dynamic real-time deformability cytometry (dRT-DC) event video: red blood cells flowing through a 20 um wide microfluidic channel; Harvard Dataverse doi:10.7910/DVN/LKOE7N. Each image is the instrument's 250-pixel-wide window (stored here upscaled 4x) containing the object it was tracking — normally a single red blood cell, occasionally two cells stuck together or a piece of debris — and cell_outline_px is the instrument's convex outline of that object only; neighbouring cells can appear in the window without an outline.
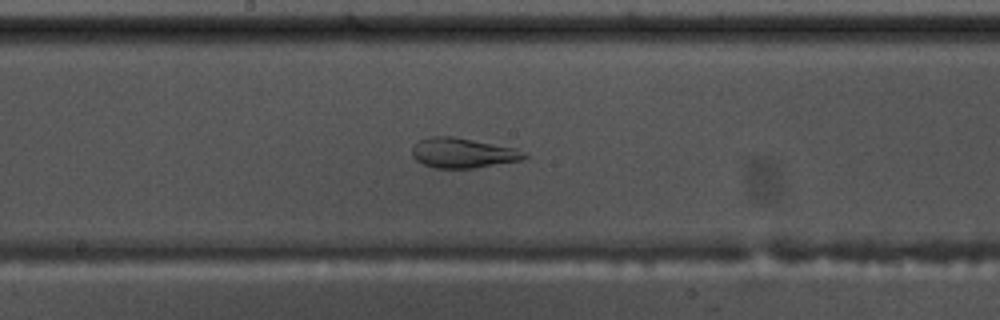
{"species": "common noctule bat (a hibernating species)", "species_latin": "Nyctalus noctula", "temperature_condition": "warm", "stored_images_in_passage": 51, "camera_frame_rate_fps": 3000, "um_per_image_px": 0.085, "animal": {"sex": "male", "body_mass_g": 17.5, "forearm_length_mm": 52.3}, "frame": {"image": 1, "passage_image": 25, "time_ms": 8.0, "image_size_px": [1000, 320], "cell_outline_px": [[528, 156], [520, 160], [472, 168], [432, 168], [416, 160], [412, 156], [412, 148], [420, 140], [428, 136], [452, 136], [516, 148], [524, 152]], "centroid_in_image_um": [39.31, 12.99], "position_along_channel_um": 208.9, "area_um2": 19.42}}
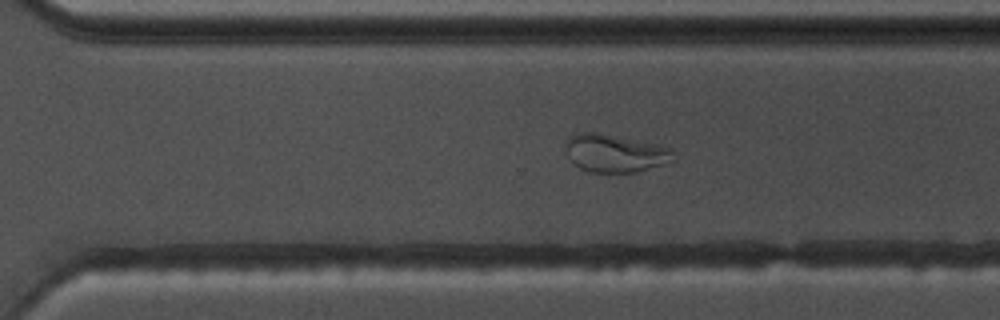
{"frame": {"image": 2, "passage_image": 34, "time_ms": 11.0, "image_size_px": [1000, 320], "cell_outline_px": [[676, 160], [664, 164], [636, 172], [588, 172], [572, 164], [564, 148], [564, 144], [572, 136], [580, 132], [596, 132], [652, 144], [668, 148], [672, 152]], "centroid_in_image_um": [52.21, 13.05], "position_along_channel_um": 318.4, "area_um2": 23.47}}
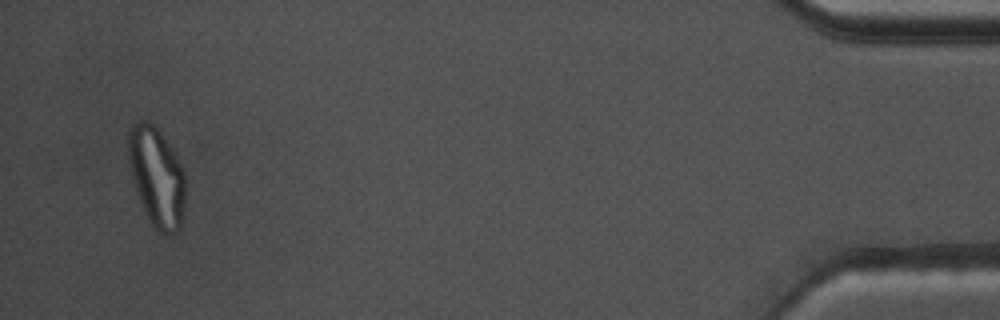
{"frame": {"image": 3, "passage_image": 49, "time_ms": 16.0, "image_size_px": [1000, 320], "cell_outline_px": [[184, 208], [180, 232], [172, 236], [164, 236], [148, 220], [140, 200], [132, 176], [128, 156], [128, 132], [132, 124], [140, 116], [148, 120], [160, 132], [176, 156], [184, 172]], "centroid_in_image_um": [13.32, 15.04], "position_along_channel_um": 421.9, "area_um2": 33.18}, "authors_computed_cell_mechanics": {"area_um2": 27.6862, "velocity_mm_per_s": 3.653, "shape_relaxation_time_tau1_ms": null, "shape_relaxation_time_tau2_ms": 1.1559, "deformation_change_tau1": null, "deformation_change_tau2": 0.0876}}